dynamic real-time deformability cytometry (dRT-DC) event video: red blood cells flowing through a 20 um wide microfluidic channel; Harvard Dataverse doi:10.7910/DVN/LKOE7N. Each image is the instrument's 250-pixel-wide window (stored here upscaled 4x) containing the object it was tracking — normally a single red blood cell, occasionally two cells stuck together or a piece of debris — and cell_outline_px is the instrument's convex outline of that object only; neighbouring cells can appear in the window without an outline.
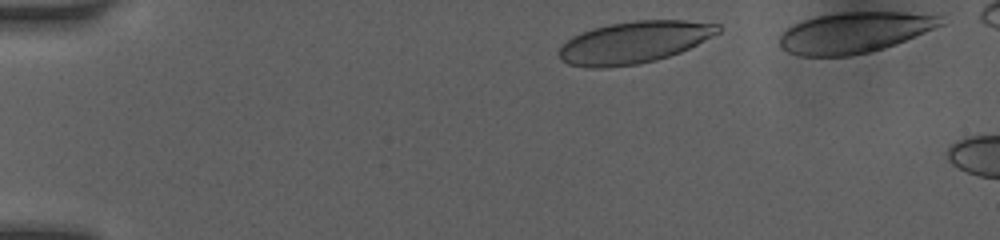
{"species": "human", "species_latin": "Homo sapiens", "temperature_condition": "room temperature", "stored_images_in_passage": 6, "camera_frame_rate_fps": 3000, "um_per_image_px": 0.085, "donor": {"sex": "female"}, "frame": {"image": 1, "passage_image": 1, "time_ms": 0.0, "image_size_px": [1000, 240], "cell_outline_px": [[720, 32], [680, 52], [656, 60], [636, 64], [604, 68], [588, 68], [568, 64], [560, 60], [560, 48], [572, 36], [592, 28], [608, 24], [636, 20], [684, 20], [720, 24]], "centroid_in_image_um": [53.88, 3.59], "position_along_channel_um": 31.1, "area_um2": 38.67}}
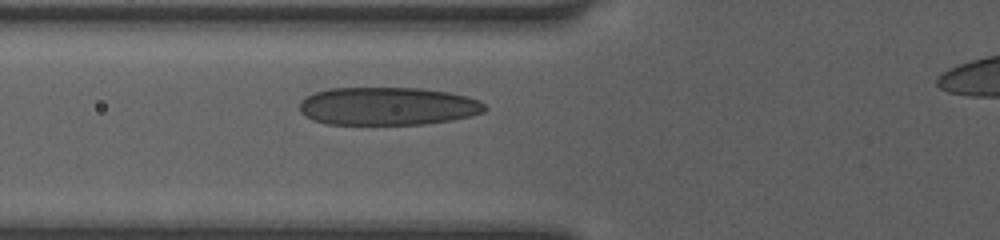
{"frame": {"image": 2, "passage_image": 6, "time_ms": 3.333, "image_size_px": [1000, 240], "cell_outline_px": [[488, 108], [484, 112], [472, 116], [452, 120], [424, 124], [324, 124], [312, 120], [304, 116], [300, 112], [300, 100], [316, 92], [328, 88], [420, 88], [448, 92], [480, 100]], "centroid_in_image_um": [32.95, 9.03], "position_along_channel_um": 92.9, "area_um2": 41.27}}